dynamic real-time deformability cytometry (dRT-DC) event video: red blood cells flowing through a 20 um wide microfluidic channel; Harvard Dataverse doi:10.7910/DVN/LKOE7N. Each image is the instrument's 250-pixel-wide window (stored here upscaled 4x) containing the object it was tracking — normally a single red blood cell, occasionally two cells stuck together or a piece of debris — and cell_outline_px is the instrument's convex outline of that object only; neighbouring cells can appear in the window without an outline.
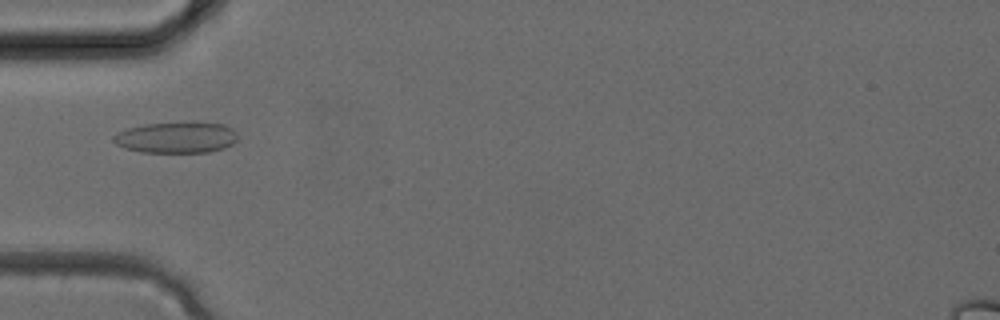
{"species": "common noctule bat (a hibernating species)", "species_latin": "Nyctalus noctula", "temperature_condition": "cold", "stored_images_in_passage": 2, "camera_frame_rate_fps": 3000, "um_per_image_px": 0.085, "animal": {"sex": "female", "body_mass_g": 24.6, "forearm_length_mm": 56.2}, "frame": {"image": 1, "passage_image": 2, "time_ms": 0.333, "image_size_px": [1000, 320], "cell_outline_px": [[236, 140], [232, 144], [224, 148], [208, 152], [140, 152], [124, 148], [116, 144], [112, 140], [112, 136], [128, 128], [144, 124], [196, 120], [224, 124], [232, 128], [236, 132]], "centroid_in_image_um": [15.01, 11.65], "position_along_channel_um": 70.0, "area_um2": 23.06}}